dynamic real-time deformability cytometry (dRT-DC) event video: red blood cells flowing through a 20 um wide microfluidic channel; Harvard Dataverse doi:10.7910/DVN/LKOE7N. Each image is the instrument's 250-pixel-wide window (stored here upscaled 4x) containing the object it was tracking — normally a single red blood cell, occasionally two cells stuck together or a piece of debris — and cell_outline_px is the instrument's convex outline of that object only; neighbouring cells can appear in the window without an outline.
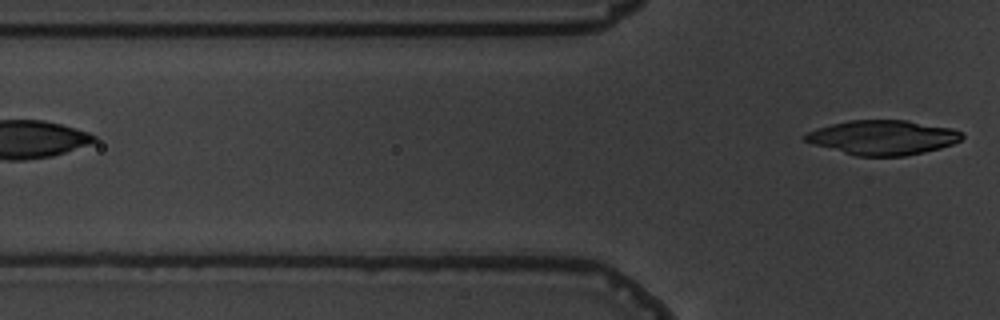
{"species": "common noctule bat (a hibernating species)", "species_latin": "Nyctalus noctula", "temperature_condition": "warm", "stored_images_in_passage": 3, "camera_frame_rate_fps": 3000, "um_per_image_px": 0.085, "animal": {"sex": "male", "body_mass_g": 19.5, "forearm_length_mm": 54.6}, "frame": {"image": 1, "passage_image": 3, "time_ms": 2.333, "image_size_px": [1000, 320], "cell_outline_px": [[964, 136], [960, 140], [952, 144], [940, 148], [924, 152], [904, 156], [856, 156], [812, 144], [804, 140], [800, 136], [816, 128], [848, 120], [908, 120], [952, 128], [964, 132]], "centroid_in_image_um": [75.03, 11.68], "position_along_channel_um": 50.8, "area_um2": 31.79}}